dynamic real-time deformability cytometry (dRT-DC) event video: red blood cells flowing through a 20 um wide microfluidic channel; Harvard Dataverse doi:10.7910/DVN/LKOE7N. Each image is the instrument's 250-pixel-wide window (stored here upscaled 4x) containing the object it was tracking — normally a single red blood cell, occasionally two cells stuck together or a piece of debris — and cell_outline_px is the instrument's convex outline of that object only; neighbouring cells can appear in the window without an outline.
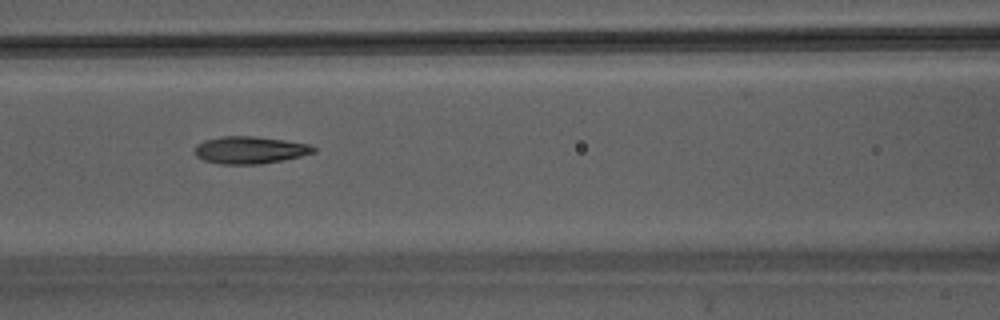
{"species": "Egyptian fruit bat (a non-hibernating species)", "species_latin": "Rousettus aegyptiacus", "temperature_condition": "warm", "stored_images_in_passage": 8, "camera_frame_rate_fps": 3000, "um_per_image_px": 0.085, "animal": {"sex": "male"}, "frame": {"image": 1, "passage_image": 6, "time_ms": 1.667, "image_size_px": [1000, 320], "cell_outline_px": [[316, 152], [300, 156], [260, 164], [220, 164], [204, 160], [196, 156], [196, 144], [204, 140], [220, 136], [256, 136], [284, 140], [308, 144], [316, 148]], "centroid_in_image_um": [21.22, 12.74], "position_along_channel_um": 145.4, "area_um2": 18.79}}